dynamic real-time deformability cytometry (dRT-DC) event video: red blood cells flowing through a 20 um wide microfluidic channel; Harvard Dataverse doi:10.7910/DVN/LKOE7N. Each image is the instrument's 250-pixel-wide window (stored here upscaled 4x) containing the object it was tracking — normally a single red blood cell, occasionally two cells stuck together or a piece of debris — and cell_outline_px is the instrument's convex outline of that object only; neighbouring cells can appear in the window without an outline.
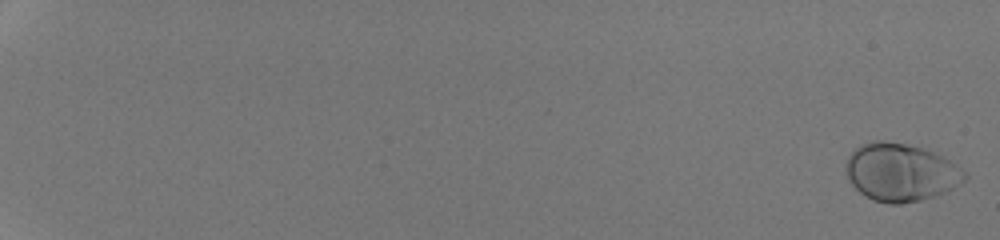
{"species": "human", "species_latin": "Homo sapiens", "temperature_condition": "room temperature", "stored_images_in_passage": 53, "camera_frame_rate_fps": 3000, "um_per_image_px": 0.085, "donor": {"sex": "male"}, "frame": {"image": 1, "passage_image": 1, "time_ms": 0.0, "image_size_px": [1000, 240], "cell_outline_px": [[968, 176], [960, 184], [944, 192], [920, 200], [900, 204], [888, 204], [872, 200], [860, 192], [852, 184], [848, 176], [848, 156], [860, 144], [872, 140], [884, 140], [904, 144], [920, 148], [932, 152], [948, 160], [964, 172]], "centroid_in_image_um": [76.54, 14.65], "position_along_channel_um": 8.5, "area_um2": 39.3}}
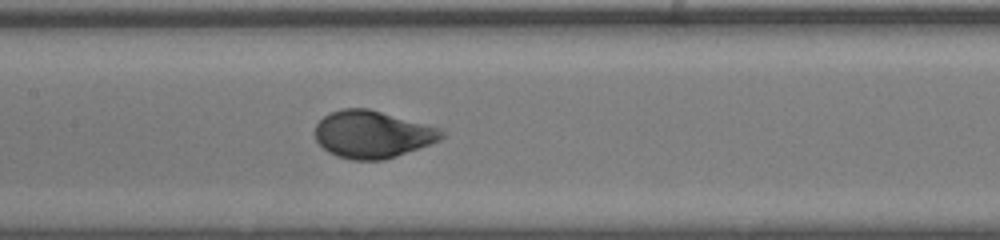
{"frame": {"image": 2, "passage_image": 31, "time_ms": 10.0, "image_size_px": [1000, 240], "cell_outline_px": [[448, 132], [440, 140], [396, 156], [384, 160], [352, 160], [336, 156], [328, 152], [316, 140], [316, 124], [328, 112], [340, 108], [368, 108], [440, 128]], "centroid_in_image_um": [31.65, 11.41], "position_along_channel_um": 175.8, "area_um2": 34.91}}
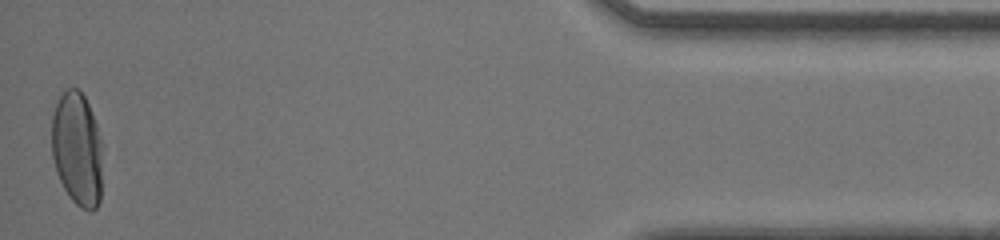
{"frame": {"image": 3, "passage_image": 53, "time_ms": 17.333, "image_size_px": [1000, 240], "cell_outline_px": [[100, 200], [96, 208], [92, 212], [88, 212], [80, 208], [68, 196], [56, 172], [52, 156], [52, 116], [56, 104], [60, 96], [68, 88], [76, 88], [84, 96], [88, 104], [96, 124], [100, 140]], "centroid_in_image_um": [6.53, 12.7], "position_along_channel_um": 428.7, "area_um2": 33.35}, "authors_computed_cell_mechanics": {"area_um2": 35.3736, "velocity_mm_per_s": 4.2575, "shape_relaxation_time_tau1_ms": 2.5923, "shape_relaxation_time_tau2_ms": null, "deformation_change_tau1": 0.1593, "deformation_change_tau2": null}}